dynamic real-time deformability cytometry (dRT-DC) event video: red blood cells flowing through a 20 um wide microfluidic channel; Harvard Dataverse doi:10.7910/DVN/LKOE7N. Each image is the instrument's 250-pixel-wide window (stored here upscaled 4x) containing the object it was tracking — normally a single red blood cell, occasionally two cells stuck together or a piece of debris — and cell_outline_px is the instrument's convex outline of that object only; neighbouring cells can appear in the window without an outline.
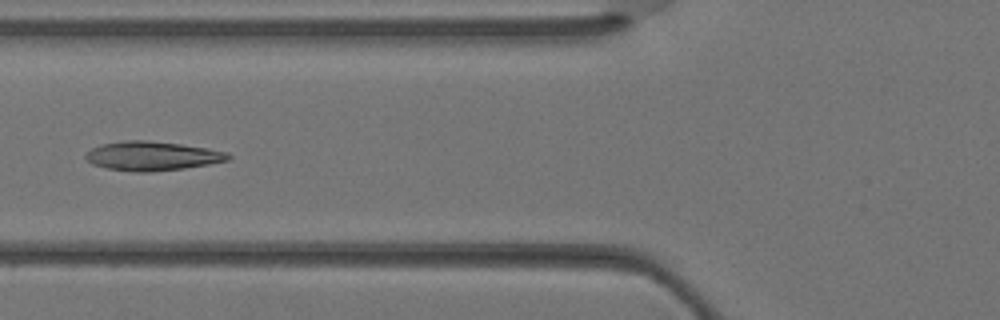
{"species": "Egyptian fruit bat (a non-hibernating species)", "species_latin": "Rousettus aegyptiacus", "temperature_condition": "warm", "stored_images_in_passage": 2, "camera_frame_rate_fps": 3000, "um_per_image_px": 0.085, "animal": {"sex": "female"}, "frame": {"image": 1, "passage_image": 2, "time_ms": 0.333, "image_size_px": [1000, 320], "cell_outline_px": [[232, 156], [228, 160], [208, 164], [184, 168], [152, 172], [132, 172], [108, 168], [92, 164], [84, 156], [92, 148], [100, 144], [124, 140], [148, 140], [180, 144], [208, 148], [228, 152]], "centroid_in_image_um": [12.94, 13.25], "position_along_channel_um": 112.9, "area_um2": 24.22}}